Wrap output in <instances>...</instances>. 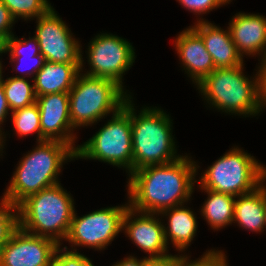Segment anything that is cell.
Listing matches in <instances>:
<instances>
[{
	"label": "cell",
	"instance_id": "484cf974",
	"mask_svg": "<svg viewBox=\"0 0 266 266\" xmlns=\"http://www.w3.org/2000/svg\"><path fill=\"white\" fill-rule=\"evenodd\" d=\"M0 249L8 242L12 233L19 227L18 206L0 200Z\"/></svg>",
	"mask_w": 266,
	"mask_h": 266
},
{
	"label": "cell",
	"instance_id": "30bf717a",
	"mask_svg": "<svg viewBox=\"0 0 266 266\" xmlns=\"http://www.w3.org/2000/svg\"><path fill=\"white\" fill-rule=\"evenodd\" d=\"M90 70L85 75L116 82L124 90L123 75L135 62V49L126 39L110 33L92 38L87 49Z\"/></svg>",
	"mask_w": 266,
	"mask_h": 266
},
{
	"label": "cell",
	"instance_id": "4fadbf2b",
	"mask_svg": "<svg viewBox=\"0 0 266 266\" xmlns=\"http://www.w3.org/2000/svg\"><path fill=\"white\" fill-rule=\"evenodd\" d=\"M41 118V142L60 141L75 152L76 135L69 113V93H53L36 97ZM75 145V146H74Z\"/></svg>",
	"mask_w": 266,
	"mask_h": 266
},
{
	"label": "cell",
	"instance_id": "5bb4252c",
	"mask_svg": "<svg viewBox=\"0 0 266 266\" xmlns=\"http://www.w3.org/2000/svg\"><path fill=\"white\" fill-rule=\"evenodd\" d=\"M157 216L159 217V214L140 212L129 206L123 218L122 231L141 251L150 254L148 258L170 255L165 239L164 222Z\"/></svg>",
	"mask_w": 266,
	"mask_h": 266
},
{
	"label": "cell",
	"instance_id": "7a4b0ae2",
	"mask_svg": "<svg viewBox=\"0 0 266 266\" xmlns=\"http://www.w3.org/2000/svg\"><path fill=\"white\" fill-rule=\"evenodd\" d=\"M76 159L75 151L60 141L37 142V146L21 158L2 199L18 206L28 196L54 186L63 163Z\"/></svg>",
	"mask_w": 266,
	"mask_h": 266
},
{
	"label": "cell",
	"instance_id": "d590c367",
	"mask_svg": "<svg viewBox=\"0 0 266 266\" xmlns=\"http://www.w3.org/2000/svg\"><path fill=\"white\" fill-rule=\"evenodd\" d=\"M0 56H1V55H0ZM0 60H1V59H0ZM2 68H3V65H2V62L0 61V85H1L2 82H3V76H2V75H3V74H2V73H3V72H2L3 69H2Z\"/></svg>",
	"mask_w": 266,
	"mask_h": 266
},
{
	"label": "cell",
	"instance_id": "4dcf8cb0",
	"mask_svg": "<svg viewBox=\"0 0 266 266\" xmlns=\"http://www.w3.org/2000/svg\"><path fill=\"white\" fill-rule=\"evenodd\" d=\"M260 64L257 72L259 77V100L263 111L266 107V63L262 60Z\"/></svg>",
	"mask_w": 266,
	"mask_h": 266
},
{
	"label": "cell",
	"instance_id": "9c48e42d",
	"mask_svg": "<svg viewBox=\"0 0 266 266\" xmlns=\"http://www.w3.org/2000/svg\"><path fill=\"white\" fill-rule=\"evenodd\" d=\"M128 207L129 203L101 208L82 217L77 216L74 211L70 229L65 239L72 244L71 251L77 252V246H85L95 250L106 249L119 232H122L123 218Z\"/></svg>",
	"mask_w": 266,
	"mask_h": 266
},
{
	"label": "cell",
	"instance_id": "6da1fadb",
	"mask_svg": "<svg viewBox=\"0 0 266 266\" xmlns=\"http://www.w3.org/2000/svg\"><path fill=\"white\" fill-rule=\"evenodd\" d=\"M199 167L191 157L183 155L177 161L131 172L127 182L129 206L140 212L159 214L185 205L195 189Z\"/></svg>",
	"mask_w": 266,
	"mask_h": 266
},
{
	"label": "cell",
	"instance_id": "4316f807",
	"mask_svg": "<svg viewBox=\"0 0 266 266\" xmlns=\"http://www.w3.org/2000/svg\"><path fill=\"white\" fill-rule=\"evenodd\" d=\"M188 255H176V266H229L222 250L211 249L206 251L201 258L189 259Z\"/></svg>",
	"mask_w": 266,
	"mask_h": 266
},
{
	"label": "cell",
	"instance_id": "52a82bcc",
	"mask_svg": "<svg viewBox=\"0 0 266 266\" xmlns=\"http://www.w3.org/2000/svg\"><path fill=\"white\" fill-rule=\"evenodd\" d=\"M231 149L196 180L199 188L236 197L254 191L265 182L266 166L237 146Z\"/></svg>",
	"mask_w": 266,
	"mask_h": 266
},
{
	"label": "cell",
	"instance_id": "cb8c5ba5",
	"mask_svg": "<svg viewBox=\"0 0 266 266\" xmlns=\"http://www.w3.org/2000/svg\"><path fill=\"white\" fill-rule=\"evenodd\" d=\"M12 123L18 137L37 134V142H41V118L37 103L11 112Z\"/></svg>",
	"mask_w": 266,
	"mask_h": 266
},
{
	"label": "cell",
	"instance_id": "e0dca14e",
	"mask_svg": "<svg viewBox=\"0 0 266 266\" xmlns=\"http://www.w3.org/2000/svg\"><path fill=\"white\" fill-rule=\"evenodd\" d=\"M196 23V24H195ZM191 26L203 39L206 50L212 56L216 68H231L242 65V56L238 53L230 31L199 18Z\"/></svg>",
	"mask_w": 266,
	"mask_h": 266
},
{
	"label": "cell",
	"instance_id": "d6986e66",
	"mask_svg": "<svg viewBox=\"0 0 266 266\" xmlns=\"http://www.w3.org/2000/svg\"><path fill=\"white\" fill-rule=\"evenodd\" d=\"M196 213L184 205L165 209L159 215L168 216V224L163 225L167 245L169 241L177 251L183 252L191 245L196 236L198 223ZM168 225V226H166Z\"/></svg>",
	"mask_w": 266,
	"mask_h": 266
},
{
	"label": "cell",
	"instance_id": "5b68a950",
	"mask_svg": "<svg viewBox=\"0 0 266 266\" xmlns=\"http://www.w3.org/2000/svg\"><path fill=\"white\" fill-rule=\"evenodd\" d=\"M243 66L216 68L196 88L207 103L219 111L244 117L256 116L262 112L258 72L249 79L243 73Z\"/></svg>",
	"mask_w": 266,
	"mask_h": 266
},
{
	"label": "cell",
	"instance_id": "8fae6325",
	"mask_svg": "<svg viewBox=\"0 0 266 266\" xmlns=\"http://www.w3.org/2000/svg\"><path fill=\"white\" fill-rule=\"evenodd\" d=\"M36 31L40 52L45 61L65 64H81L83 71L82 46L52 7L46 14L36 18Z\"/></svg>",
	"mask_w": 266,
	"mask_h": 266
},
{
	"label": "cell",
	"instance_id": "1f68e13d",
	"mask_svg": "<svg viewBox=\"0 0 266 266\" xmlns=\"http://www.w3.org/2000/svg\"><path fill=\"white\" fill-rule=\"evenodd\" d=\"M143 266H176V255H168L161 258L144 257Z\"/></svg>",
	"mask_w": 266,
	"mask_h": 266
},
{
	"label": "cell",
	"instance_id": "836d02e7",
	"mask_svg": "<svg viewBox=\"0 0 266 266\" xmlns=\"http://www.w3.org/2000/svg\"><path fill=\"white\" fill-rule=\"evenodd\" d=\"M144 265V258L137 259V257L128 256L125 257L122 261L120 260L119 262L117 261L115 264L112 266H143Z\"/></svg>",
	"mask_w": 266,
	"mask_h": 266
},
{
	"label": "cell",
	"instance_id": "8992f818",
	"mask_svg": "<svg viewBox=\"0 0 266 266\" xmlns=\"http://www.w3.org/2000/svg\"><path fill=\"white\" fill-rule=\"evenodd\" d=\"M128 90L116 82L79 73L69 91V113L72 126L77 129L115 114L131 97ZM77 127V128H76Z\"/></svg>",
	"mask_w": 266,
	"mask_h": 266
},
{
	"label": "cell",
	"instance_id": "74e56055",
	"mask_svg": "<svg viewBox=\"0 0 266 266\" xmlns=\"http://www.w3.org/2000/svg\"><path fill=\"white\" fill-rule=\"evenodd\" d=\"M264 212H265V228H266V184H265V206H264Z\"/></svg>",
	"mask_w": 266,
	"mask_h": 266
},
{
	"label": "cell",
	"instance_id": "d4e9b609",
	"mask_svg": "<svg viewBox=\"0 0 266 266\" xmlns=\"http://www.w3.org/2000/svg\"><path fill=\"white\" fill-rule=\"evenodd\" d=\"M16 19L38 18L46 14L53 6L47 0H0Z\"/></svg>",
	"mask_w": 266,
	"mask_h": 266
},
{
	"label": "cell",
	"instance_id": "9a60e30c",
	"mask_svg": "<svg viewBox=\"0 0 266 266\" xmlns=\"http://www.w3.org/2000/svg\"><path fill=\"white\" fill-rule=\"evenodd\" d=\"M228 29L238 53L244 58L266 55V18L260 14L238 12L230 20ZM245 54V56H244Z\"/></svg>",
	"mask_w": 266,
	"mask_h": 266
},
{
	"label": "cell",
	"instance_id": "ffe728a7",
	"mask_svg": "<svg viewBox=\"0 0 266 266\" xmlns=\"http://www.w3.org/2000/svg\"><path fill=\"white\" fill-rule=\"evenodd\" d=\"M233 223L252 232H263L265 228V185L254 191L236 196Z\"/></svg>",
	"mask_w": 266,
	"mask_h": 266
},
{
	"label": "cell",
	"instance_id": "603a6c76",
	"mask_svg": "<svg viewBox=\"0 0 266 266\" xmlns=\"http://www.w3.org/2000/svg\"><path fill=\"white\" fill-rule=\"evenodd\" d=\"M25 77H9L2 82L10 111L29 106L36 102L34 85Z\"/></svg>",
	"mask_w": 266,
	"mask_h": 266
},
{
	"label": "cell",
	"instance_id": "277c9868",
	"mask_svg": "<svg viewBox=\"0 0 266 266\" xmlns=\"http://www.w3.org/2000/svg\"><path fill=\"white\" fill-rule=\"evenodd\" d=\"M60 184L42 189L18 205L19 227L22 230L53 239L59 245L66 239L76 211L74 199Z\"/></svg>",
	"mask_w": 266,
	"mask_h": 266
},
{
	"label": "cell",
	"instance_id": "3957f363",
	"mask_svg": "<svg viewBox=\"0 0 266 266\" xmlns=\"http://www.w3.org/2000/svg\"><path fill=\"white\" fill-rule=\"evenodd\" d=\"M130 97V118L132 126L133 171L147 166L177 161L172 135V120L161 108L146 107L137 115Z\"/></svg>",
	"mask_w": 266,
	"mask_h": 266
},
{
	"label": "cell",
	"instance_id": "e575fe53",
	"mask_svg": "<svg viewBox=\"0 0 266 266\" xmlns=\"http://www.w3.org/2000/svg\"><path fill=\"white\" fill-rule=\"evenodd\" d=\"M3 148H4V146H3V134L0 133V154H1L0 156L3 155L2 154L3 153L2 152L3 151Z\"/></svg>",
	"mask_w": 266,
	"mask_h": 266
},
{
	"label": "cell",
	"instance_id": "ba28073f",
	"mask_svg": "<svg viewBox=\"0 0 266 266\" xmlns=\"http://www.w3.org/2000/svg\"><path fill=\"white\" fill-rule=\"evenodd\" d=\"M130 98L89 140L77 146L76 160L92 159L133 172Z\"/></svg>",
	"mask_w": 266,
	"mask_h": 266
},
{
	"label": "cell",
	"instance_id": "7402d4cb",
	"mask_svg": "<svg viewBox=\"0 0 266 266\" xmlns=\"http://www.w3.org/2000/svg\"><path fill=\"white\" fill-rule=\"evenodd\" d=\"M208 194L201 209V215L212 229L219 230L231 225L234 219L236 197L208 189H200Z\"/></svg>",
	"mask_w": 266,
	"mask_h": 266
},
{
	"label": "cell",
	"instance_id": "7c38bea8",
	"mask_svg": "<svg viewBox=\"0 0 266 266\" xmlns=\"http://www.w3.org/2000/svg\"><path fill=\"white\" fill-rule=\"evenodd\" d=\"M56 241L25 232L18 227L0 249V266H53Z\"/></svg>",
	"mask_w": 266,
	"mask_h": 266
},
{
	"label": "cell",
	"instance_id": "83f0119b",
	"mask_svg": "<svg viewBox=\"0 0 266 266\" xmlns=\"http://www.w3.org/2000/svg\"><path fill=\"white\" fill-rule=\"evenodd\" d=\"M53 266H94L90 258L68 250L67 246L58 248L54 256Z\"/></svg>",
	"mask_w": 266,
	"mask_h": 266
},
{
	"label": "cell",
	"instance_id": "ac0fdd59",
	"mask_svg": "<svg viewBox=\"0 0 266 266\" xmlns=\"http://www.w3.org/2000/svg\"><path fill=\"white\" fill-rule=\"evenodd\" d=\"M81 64L45 61L32 79L36 97L53 93H69L80 73Z\"/></svg>",
	"mask_w": 266,
	"mask_h": 266
},
{
	"label": "cell",
	"instance_id": "d6a6232c",
	"mask_svg": "<svg viewBox=\"0 0 266 266\" xmlns=\"http://www.w3.org/2000/svg\"><path fill=\"white\" fill-rule=\"evenodd\" d=\"M8 111L10 112V107L8 105L7 99L5 97V92L3 89L2 84L0 85V133L3 134V146L5 145V137L6 134L4 135V132L2 131L3 129L1 128L4 121L7 118V115H9ZM3 132V133H2Z\"/></svg>",
	"mask_w": 266,
	"mask_h": 266
},
{
	"label": "cell",
	"instance_id": "f1b7e54d",
	"mask_svg": "<svg viewBox=\"0 0 266 266\" xmlns=\"http://www.w3.org/2000/svg\"><path fill=\"white\" fill-rule=\"evenodd\" d=\"M184 8L198 15L217 9L225 4H230L232 0H177Z\"/></svg>",
	"mask_w": 266,
	"mask_h": 266
},
{
	"label": "cell",
	"instance_id": "44dd1931",
	"mask_svg": "<svg viewBox=\"0 0 266 266\" xmlns=\"http://www.w3.org/2000/svg\"><path fill=\"white\" fill-rule=\"evenodd\" d=\"M27 50V51H26ZM4 52L7 54L9 52L10 54V62L14 65V68L12 70L21 71L22 74L14 76V77H22V78H31L32 80L36 73L43 67L45 63V58L42 56L40 52V46L35 37H29V38H18L15 37L13 34L10 36L5 42H4ZM24 59V60H23ZM31 61L28 64L29 69L27 72L22 67L23 64L26 61ZM23 61V62H22ZM25 61V62H24ZM22 62V63H21ZM33 62V63H32ZM16 63V64H15ZM19 64V65H18ZM26 65V63H25ZM26 67V66H25ZM25 75V76H24Z\"/></svg>",
	"mask_w": 266,
	"mask_h": 266
},
{
	"label": "cell",
	"instance_id": "2e32d148",
	"mask_svg": "<svg viewBox=\"0 0 266 266\" xmlns=\"http://www.w3.org/2000/svg\"><path fill=\"white\" fill-rule=\"evenodd\" d=\"M174 42L181 64L195 85L216 69L202 37L192 27L180 32Z\"/></svg>",
	"mask_w": 266,
	"mask_h": 266
},
{
	"label": "cell",
	"instance_id": "8d00e7d4",
	"mask_svg": "<svg viewBox=\"0 0 266 266\" xmlns=\"http://www.w3.org/2000/svg\"><path fill=\"white\" fill-rule=\"evenodd\" d=\"M4 43L0 40V55L4 54Z\"/></svg>",
	"mask_w": 266,
	"mask_h": 266
},
{
	"label": "cell",
	"instance_id": "f546056e",
	"mask_svg": "<svg viewBox=\"0 0 266 266\" xmlns=\"http://www.w3.org/2000/svg\"><path fill=\"white\" fill-rule=\"evenodd\" d=\"M15 22L9 9L0 1V40L3 43L13 35L11 28Z\"/></svg>",
	"mask_w": 266,
	"mask_h": 266
}]
</instances>
